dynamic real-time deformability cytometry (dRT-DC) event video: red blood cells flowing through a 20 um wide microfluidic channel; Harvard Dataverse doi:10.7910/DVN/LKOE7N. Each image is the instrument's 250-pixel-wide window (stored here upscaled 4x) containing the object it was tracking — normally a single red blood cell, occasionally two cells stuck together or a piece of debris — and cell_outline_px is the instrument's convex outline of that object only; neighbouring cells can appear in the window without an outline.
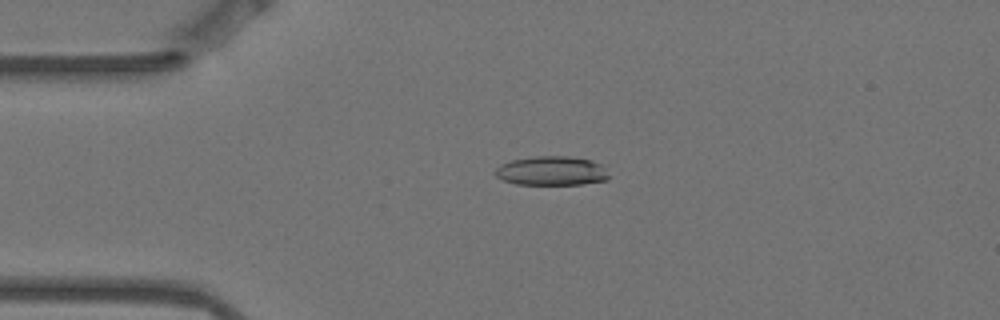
{"species": "Egyptian fruit bat (a non-hibernating species)", "species_latin": "Rousettus aegyptiacus", "temperature_condition": "warm", "stored_images_in_passage": 5, "camera_frame_rate_fps": 3000, "um_per_image_px": 0.085, "animal": {"sex": "female"}, "frame": {"image": 1, "passage_image": 4, "time_ms": 1.0, "image_size_px": [1000, 320], "cell_outline_px": [[608, 180], [580, 184], [516, 184], [504, 180], [496, 176], [496, 168], [500, 164], [512, 160], [536, 156], [568, 156], [592, 160], [600, 164], [608, 176]], "centroid_in_image_um": [46.87, 14.52], "position_along_channel_um": 38.1, "area_um2": 19.07}}